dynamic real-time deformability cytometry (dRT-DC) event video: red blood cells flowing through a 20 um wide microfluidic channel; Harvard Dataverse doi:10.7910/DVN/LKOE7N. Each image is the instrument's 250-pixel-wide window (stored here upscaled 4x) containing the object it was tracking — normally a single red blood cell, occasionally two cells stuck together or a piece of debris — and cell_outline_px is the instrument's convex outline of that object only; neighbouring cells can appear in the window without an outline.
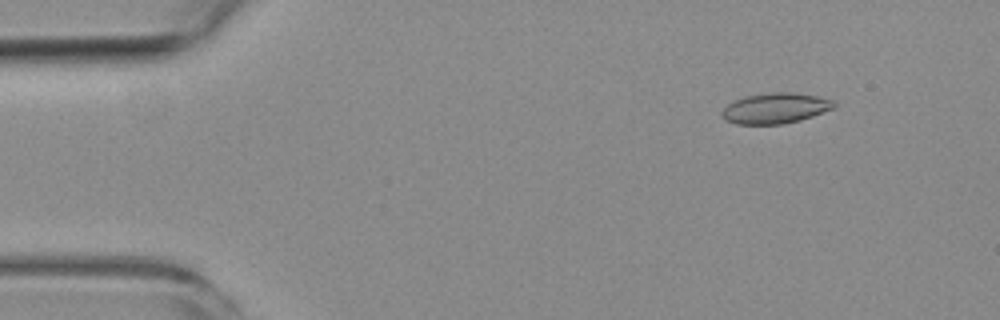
{"species": "common noctule bat (a hibernating species)", "species_latin": "Nyctalus noctula", "temperature_condition": "room temperature", "stored_images_in_passage": 5, "camera_frame_rate_fps": 3000, "um_per_image_px": 0.085, "animal": {"sex": "female", "body_mass_g": 19.3, "forearm_length_mm": 54.1}, "frame": {"image": 1, "passage_image": 2, "time_ms": 1.0, "image_size_px": [1000, 320], "cell_outline_px": [[836, 104], [832, 108], [812, 116], [800, 120], [784, 124], [736, 124], [724, 120], [720, 112], [728, 104], [736, 100], [748, 96], [772, 92], [788, 92], [816, 96], [832, 100]], "centroid_in_image_um": [65.87, 9.21], "position_along_channel_um": 19.1, "area_um2": 19.65}}
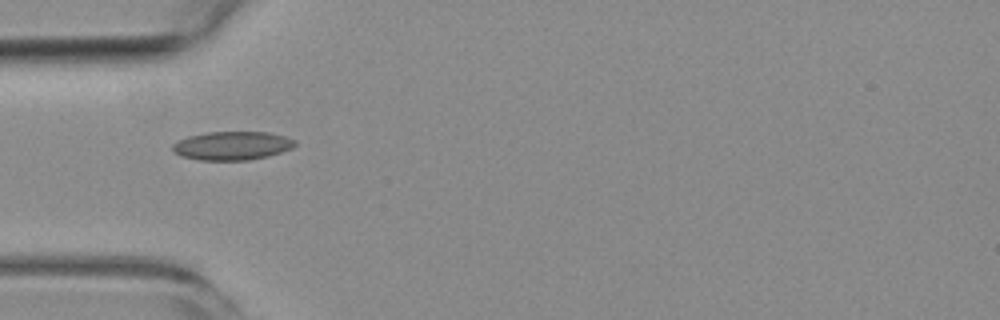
{"frame": {"image": 2, "passage_image": 5, "time_ms": 4.667, "image_size_px": [1000, 320], "cell_outline_px": [[296, 144], [292, 148], [268, 156], [248, 160], [200, 160], [180, 156], [172, 152], [172, 144], [188, 136], [208, 132], [268, 132], [284, 136], [296, 140]], "centroid_in_image_um": [19.71, 12.38], "position_along_channel_um": 65.3, "area_um2": 20.4}}